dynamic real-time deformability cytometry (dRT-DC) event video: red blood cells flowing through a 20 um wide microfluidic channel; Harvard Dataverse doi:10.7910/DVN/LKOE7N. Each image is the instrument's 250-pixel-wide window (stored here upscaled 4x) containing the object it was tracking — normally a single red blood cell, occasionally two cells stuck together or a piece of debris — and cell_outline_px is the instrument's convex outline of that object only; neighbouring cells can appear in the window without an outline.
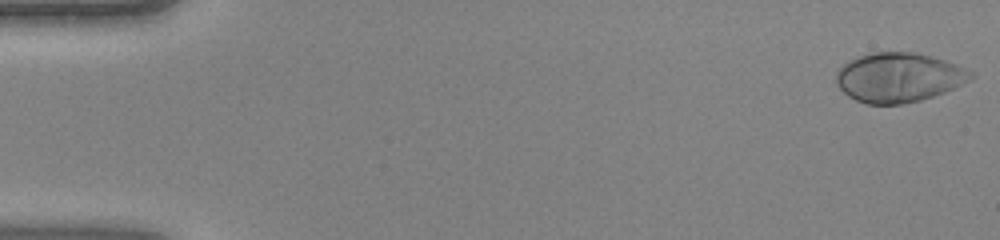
{"species": "human", "species_latin": "Homo sapiens", "temperature_condition": "warm", "stored_images_in_passage": 45, "camera_frame_rate_fps": 3000, "um_per_image_px": 0.085, "donor": {"sex": "female"}, "frame": {"image": 1, "passage_image": 1, "time_ms": 0.0, "image_size_px": [1000, 240], "cell_outline_px": [[976, 76], [944, 92], [920, 100], [900, 104], [864, 104], [848, 96], [836, 84], [836, 72], [848, 60], [856, 56], [868, 52], [912, 52], [944, 60], [956, 64], [972, 72]], "centroid_in_image_um": [76.33, 6.57], "position_along_channel_um": 8.7, "area_um2": 38.61}}
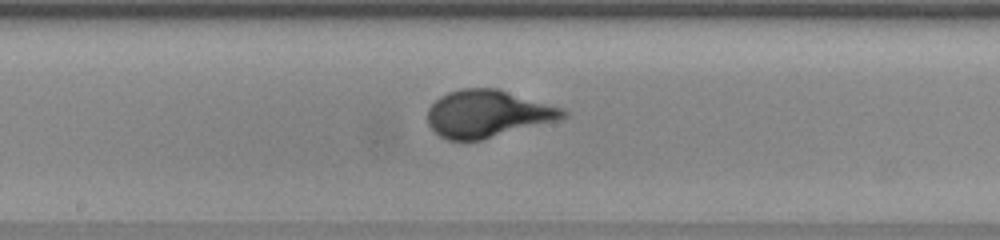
{"frame": {"image": 2, "passage_image": 24, "time_ms": 7.667, "image_size_px": [1000, 240], "cell_outline_px": [[568, 116], [560, 120], [480, 140], [448, 140], [440, 136], [428, 124], [428, 108], [440, 96], [448, 92], [460, 88], [496, 88], [564, 108], [568, 112]], "centroid_in_image_um": [41.47, 9.66], "position_along_channel_um": 206.7, "area_um2": 37.28}}
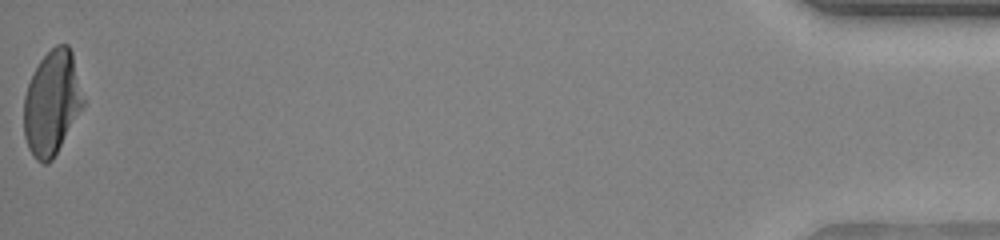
{"frame": {"image": 3, "passage_image": 45, "time_ms": 14.667, "image_size_px": [1000, 240], "cell_outline_px": [[84, 104], [52, 160], [48, 164], [44, 164], [36, 160], [28, 148], [24, 136], [24, 96], [28, 84], [40, 60], [56, 44], [68, 44], [72, 52], [84, 100]], "centroid_in_image_um": [4.4, 8.75], "position_along_channel_um": 430.8, "area_um2": 35.66}}